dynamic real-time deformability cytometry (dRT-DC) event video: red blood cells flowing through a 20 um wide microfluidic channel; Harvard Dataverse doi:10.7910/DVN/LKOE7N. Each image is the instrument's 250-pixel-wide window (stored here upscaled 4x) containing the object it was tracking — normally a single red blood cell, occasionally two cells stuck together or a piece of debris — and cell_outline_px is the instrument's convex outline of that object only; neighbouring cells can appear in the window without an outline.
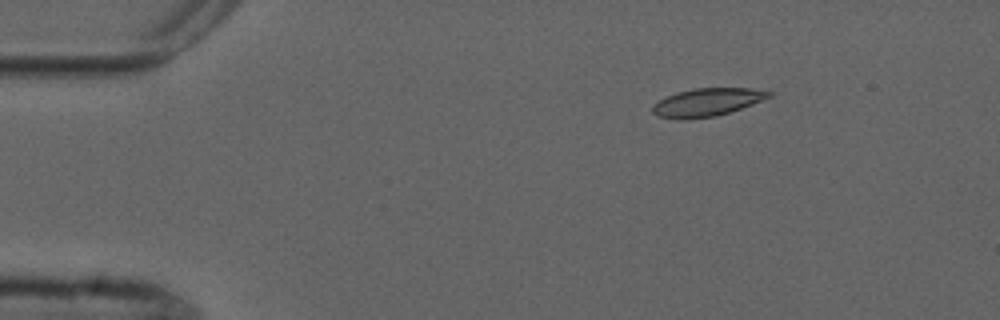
{"species": "common noctule bat (a hibernating species)", "species_latin": "Nyctalus noctula", "temperature_condition": "cold", "stored_images_in_passage": 5, "camera_frame_rate_fps": 3000, "um_per_image_px": 0.085, "animal": {"sex": "male", "forearm_length_mm": 52.5}, "frame": {"image": 1, "passage_image": 3, "time_ms": 2.333, "image_size_px": [1000, 320], "cell_outline_px": [[772, 96], [752, 104], [716, 116], [684, 120], [676, 120], [656, 116], [652, 112], [652, 104], [676, 92], [696, 88], [752, 88], [772, 92]], "centroid_in_image_um": [60.05, 8.7], "position_along_channel_um": 24.9, "area_um2": 19.02}}
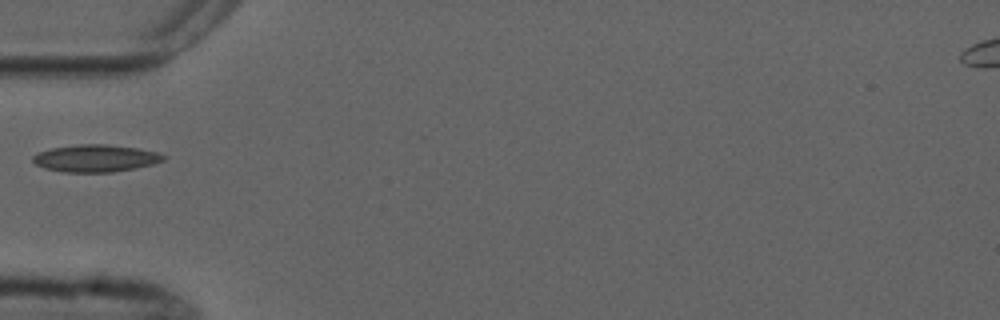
{"frame": {"image": 2, "passage_image": 5, "time_ms": 5.667, "image_size_px": [1000, 320], "cell_outline_px": [[168, 156], [164, 160], [152, 164], [136, 168], [112, 172], [64, 172], [44, 168], [36, 164], [32, 160], [32, 156], [36, 152], [52, 148], [80, 144], [108, 144], [136, 148], [156, 152]], "centroid_in_image_um": [8.11, 13.45], "position_along_channel_um": 76.9, "area_um2": 20.75}}